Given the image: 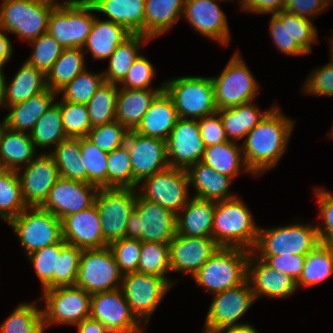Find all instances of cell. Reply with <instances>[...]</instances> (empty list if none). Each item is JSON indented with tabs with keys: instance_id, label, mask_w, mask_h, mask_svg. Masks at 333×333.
<instances>
[{
	"instance_id": "1f68e13d",
	"label": "cell",
	"mask_w": 333,
	"mask_h": 333,
	"mask_svg": "<svg viewBox=\"0 0 333 333\" xmlns=\"http://www.w3.org/2000/svg\"><path fill=\"white\" fill-rule=\"evenodd\" d=\"M56 96V92L47 88L24 102L9 106L10 111L5 117L6 127L13 131L30 133Z\"/></svg>"
},
{
	"instance_id": "83f0119b",
	"label": "cell",
	"mask_w": 333,
	"mask_h": 333,
	"mask_svg": "<svg viewBox=\"0 0 333 333\" xmlns=\"http://www.w3.org/2000/svg\"><path fill=\"white\" fill-rule=\"evenodd\" d=\"M216 202L191 197L176 215L177 233L188 237H212Z\"/></svg>"
},
{
	"instance_id": "4316f807",
	"label": "cell",
	"mask_w": 333,
	"mask_h": 333,
	"mask_svg": "<svg viewBox=\"0 0 333 333\" xmlns=\"http://www.w3.org/2000/svg\"><path fill=\"white\" fill-rule=\"evenodd\" d=\"M179 119L172 98L165 90L160 92L134 130L138 134L167 141Z\"/></svg>"
},
{
	"instance_id": "11e5206c",
	"label": "cell",
	"mask_w": 333,
	"mask_h": 333,
	"mask_svg": "<svg viewBox=\"0 0 333 333\" xmlns=\"http://www.w3.org/2000/svg\"><path fill=\"white\" fill-rule=\"evenodd\" d=\"M331 131H332V133H331V135H330V136H332V138H333V127H332V130H331Z\"/></svg>"
},
{
	"instance_id": "8c879c8a",
	"label": "cell",
	"mask_w": 333,
	"mask_h": 333,
	"mask_svg": "<svg viewBox=\"0 0 333 333\" xmlns=\"http://www.w3.org/2000/svg\"><path fill=\"white\" fill-rule=\"evenodd\" d=\"M6 127V122H5V118L3 119L2 122H0V138H1V134L3 132V130L5 129Z\"/></svg>"
},
{
	"instance_id": "a7ac6f4b",
	"label": "cell",
	"mask_w": 333,
	"mask_h": 333,
	"mask_svg": "<svg viewBox=\"0 0 333 333\" xmlns=\"http://www.w3.org/2000/svg\"><path fill=\"white\" fill-rule=\"evenodd\" d=\"M4 32V33H3ZM7 32L0 27V63L5 65L12 56V42L8 38Z\"/></svg>"
},
{
	"instance_id": "603a6c76",
	"label": "cell",
	"mask_w": 333,
	"mask_h": 333,
	"mask_svg": "<svg viewBox=\"0 0 333 333\" xmlns=\"http://www.w3.org/2000/svg\"><path fill=\"white\" fill-rule=\"evenodd\" d=\"M220 246L213 237H188L176 233L169 243L171 272H185L191 277Z\"/></svg>"
},
{
	"instance_id": "5b68a950",
	"label": "cell",
	"mask_w": 333,
	"mask_h": 333,
	"mask_svg": "<svg viewBox=\"0 0 333 333\" xmlns=\"http://www.w3.org/2000/svg\"><path fill=\"white\" fill-rule=\"evenodd\" d=\"M58 0H3L0 27L28 41L46 34L49 17Z\"/></svg>"
},
{
	"instance_id": "bcb514c9",
	"label": "cell",
	"mask_w": 333,
	"mask_h": 333,
	"mask_svg": "<svg viewBox=\"0 0 333 333\" xmlns=\"http://www.w3.org/2000/svg\"><path fill=\"white\" fill-rule=\"evenodd\" d=\"M118 87V84L104 81L86 104L92 127L116 120Z\"/></svg>"
},
{
	"instance_id": "f5cc1de1",
	"label": "cell",
	"mask_w": 333,
	"mask_h": 333,
	"mask_svg": "<svg viewBox=\"0 0 333 333\" xmlns=\"http://www.w3.org/2000/svg\"><path fill=\"white\" fill-rule=\"evenodd\" d=\"M60 105L62 125L67 137H86L92 128L85 104L68 101L57 102Z\"/></svg>"
},
{
	"instance_id": "4dcf8cb0",
	"label": "cell",
	"mask_w": 333,
	"mask_h": 333,
	"mask_svg": "<svg viewBox=\"0 0 333 333\" xmlns=\"http://www.w3.org/2000/svg\"><path fill=\"white\" fill-rule=\"evenodd\" d=\"M94 12L105 14L109 21L124 26L131 34L144 35L145 0H88Z\"/></svg>"
},
{
	"instance_id": "8992f818",
	"label": "cell",
	"mask_w": 333,
	"mask_h": 333,
	"mask_svg": "<svg viewBox=\"0 0 333 333\" xmlns=\"http://www.w3.org/2000/svg\"><path fill=\"white\" fill-rule=\"evenodd\" d=\"M176 233V214L143 198L137 192L134 211L127 221L125 238L169 244Z\"/></svg>"
},
{
	"instance_id": "be15d7a7",
	"label": "cell",
	"mask_w": 333,
	"mask_h": 333,
	"mask_svg": "<svg viewBox=\"0 0 333 333\" xmlns=\"http://www.w3.org/2000/svg\"><path fill=\"white\" fill-rule=\"evenodd\" d=\"M198 124L205 147L228 141L218 112L198 119Z\"/></svg>"
},
{
	"instance_id": "9a60e30c",
	"label": "cell",
	"mask_w": 333,
	"mask_h": 333,
	"mask_svg": "<svg viewBox=\"0 0 333 333\" xmlns=\"http://www.w3.org/2000/svg\"><path fill=\"white\" fill-rule=\"evenodd\" d=\"M270 36L277 49L284 54L304 56L311 53V44L317 42V29L310 19L281 10L271 13Z\"/></svg>"
},
{
	"instance_id": "34e18365",
	"label": "cell",
	"mask_w": 333,
	"mask_h": 333,
	"mask_svg": "<svg viewBox=\"0 0 333 333\" xmlns=\"http://www.w3.org/2000/svg\"><path fill=\"white\" fill-rule=\"evenodd\" d=\"M3 64L2 63H0V72L2 71V69H3Z\"/></svg>"
},
{
	"instance_id": "836d02e7",
	"label": "cell",
	"mask_w": 333,
	"mask_h": 333,
	"mask_svg": "<svg viewBox=\"0 0 333 333\" xmlns=\"http://www.w3.org/2000/svg\"><path fill=\"white\" fill-rule=\"evenodd\" d=\"M184 5L185 0H145L144 35L152 40L170 30Z\"/></svg>"
},
{
	"instance_id": "30bf717a",
	"label": "cell",
	"mask_w": 333,
	"mask_h": 333,
	"mask_svg": "<svg viewBox=\"0 0 333 333\" xmlns=\"http://www.w3.org/2000/svg\"><path fill=\"white\" fill-rule=\"evenodd\" d=\"M239 53H235L220 75L211 77L217 110L239 106L251 101L259 85Z\"/></svg>"
},
{
	"instance_id": "2e32d148",
	"label": "cell",
	"mask_w": 333,
	"mask_h": 333,
	"mask_svg": "<svg viewBox=\"0 0 333 333\" xmlns=\"http://www.w3.org/2000/svg\"><path fill=\"white\" fill-rule=\"evenodd\" d=\"M142 184V185H140ZM138 193L145 199L169 209L176 215L190 200L189 178L186 170L167 167L139 183Z\"/></svg>"
},
{
	"instance_id": "7402d4cb",
	"label": "cell",
	"mask_w": 333,
	"mask_h": 333,
	"mask_svg": "<svg viewBox=\"0 0 333 333\" xmlns=\"http://www.w3.org/2000/svg\"><path fill=\"white\" fill-rule=\"evenodd\" d=\"M166 142L170 167L187 170L203 158L205 145L196 119L179 118Z\"/></svg>"
},
{
	"instance_id": "6f0895ef",
	"label": "cell",
	"mask_w": 333,
	"mask_h": 333,
	"mask_svg": "<svg viewBox=\"0 0 333 333\" xmlns=\"http://www.w3.org/2000/svg\"><path fill=\"white\" fill-rule=\"evenodd\" d=\"M122 274L137 272L140 260L141 241L122 238L108 246Z\"/></svg>"
},
{
	"instance_id": "6125c7cd",
	"label": "cell",
	"mask_w": 333,
	"mask_h": 333,
	"mask_svg": "<svg viewBox=\"0 0 333 333\" xmlns=\"http://www.w3.org/2000/svg\"><path fill=\"white\" fill-rule=\"evenodd\" d=\"M262 259L271 268L282 272L285 275L290 276L296 282L299 280L306 255H256Z\"/></svg>"
},
{
	"instance_id": "816d5d0a",
	"label": "cell",
	"mask_w": 333,
	"mask_h": 333,
	"mask_svg": "<svg viewBox=\"0 0 333 333\" xmlns=\"http://www.w3.org/2000/svg\"><path fill=\"white\" fill-rule=\"evenodd\" d=\"M82 249L60 241V255L58 258L57 272L53 275V288L74 286L78 277Z\"/></svg>"
},
{
	"instance_id": "d590c367",
	"label": "cell",
	"mask_w": 333,
	"mask_h": 333,
	"mask_svg": "<svg viewBox=\"0 0 333 333\" xmlns=\"http://www.w3.org/2000/svg\"><path fill=\"white\" fill-rule=\"evenodd\" d=\"M253 101L217 110L219 113L228 141L237 142V140L246 137V134L253 130L256 125L261 122L265 116L275 107L266 111H261L254 106Z\"/></svg>"
},
{
	"instance_id": "9c48e42d",
	"label": "cell",
	"mask_w": 333,
	"mask_h": 333,
	"mask_svg": "<svg viewBox=\"0 0 333 333\" xmlns=\"http://www.w3.org/2000/svg\"><path fill=\"white\" fill-rule=\"evenodd\" d=\"M7 223L15 231L26 255L63 239L61 220L41 207H26Z\"/></svg>"
},
{
	"instance_id": "e7e4bbea",
	"label": "cell",
	"mask_w": 333,
	"mask_h": 333,
	"mask_svg": "<svg viewBox=\"0 0 333 333\" xmlns=\"http://www.w3.org/2000/svg\"><path fill=\"white\" fill-rule=\"evenodd\" d=\"M332 4L333 0H285L283 10L311 20Z\"/></svg>"
},
{
	"instance_id": "6da1fadb",
	"label": "cell",
	"mask_w": 333,
	"mask_h": 333,
	"mask_svg": "<svg viewBox=\"0 0 333 333\" xmlns=\"http://www.w3.org/2000/svg\"><path fill=\"white\" fill-rule=\"evenodd\" d=\"M295 122L284 116L275 105L265 118L246 134V140L240 146L253 176H261L276 166L286 151Z\"/></svg>"
},
{
	"instance_id": "ab89813d",
	"label": "cell",
	"mask_w": 333,
	"mask_h": 333,
	"mask_svg": "<svg viewBox=\"0 0 333 333\" xmlns=\"http://www.w3.org/2000/svg\"><path fill=\"white\" fill-rule=\"evenodd\" d=\"M82 48H64L60 57L46 74V86L58 92L86 69Z\"/></svg>"
},
{
	"instance_id": "74e56055",
	"label": "cell",
	"mask_w": 333,
	"mask_h": 333,
	"mask_svg": "<svg viewBox=\"0 0 333 333\" xmlns=\"http://www.w3.org/2000/svg\"><path fill=\"white\" fill-rule=\"evenodd\" d=\"M151 41L143 34H131L121 42L109 59V66L103 72L104 81L119 84L127 75L134 61L141 55L142 45Z\"/></svg>"
},
{
	"instance_id": "7c38bea8",
	"label": "cell",
	"mask_w": 333,
	"mask_h": 333,
	"mask_svg": "<svg viewBox=\"0 0 333 333\" xmlns=\"http://www.w3.org/2000/svg\"><path fill=\"white\" fill-rule=\"evenodd\" d=\"M45 308L42 309L44 327L53 324H79L90 318L91 295L81 287L62 286L43 290Z\"/></svg>"
},
{
	"instance_id": "8d00e7d4",
	"label": "cell",
	"mask_w": 333,
	"mask_h": 333,
	"mask_svg": "<svg viewBox=\"0 0 333 333\" xmlns=\"http://www.w3.org/2000/svg\"><path fill=\"white\" fill-rule=\"evenodd\" d=\"M207 166H210L216 172L234 179L241 171L250 172L246 165L242 147L233 141H226L205 147L204 155L201 160ZM243 166V167H242Z\"/></svg>"
},
{
	"instance_id": "03108f58",
	"label": "cell",
	"mask_w": 333,
	"mask_h": 333,
	"mask_svg": "<svg viewBox=\"0 0 333 333\" xmlns=\"http://www.w3.org/2000/svg\"><path fill=\"white\" fill-rule=\"evenodd\" d=\"M239 2L245 12L263 15L283 10L285 0H240Z\"/></svg>"
},
{
	"instance_id": "680465c9",
	"label": "cell",
	"mask_w": 333,
	"mask_h": 333,
	"mask_svg": "<svg viewBox=\"0 0 333 333\" xmlns=\"http://www.w3.org/2000/svg\"><path fill=\"white\" fill-rule=\"evenodd\" d=\"M155 67L147 59L146 56L140 55L133 63V66L119 83L120 88L127 89H151V80L156 77Z\"/></svg>"
},
{
	"instance_id": "484cf974",
	"label": "cell",
	"mask_w": 333,
	"mask_h": 333,
	"mask_svg": "<svg viewBox=\"0 0 333 333\" xmlns=\"http://www.w3.org/2000/svg\"><path fill=\"white\" fill-rule=\"evenodd\" d=\"M255 300L261 296L287 298L297 291L296 281L288 275L271 268L251 251L248 260V275Z\"/></svg>"
},
{
	"instance_id": "8fae6325",
	"label": "cell",
	"mask_w": 333,
	"mask_h": 333,
	"mask_svg": "<svg viewBox=\"0 0 333 333\" xmlns=\"http://www.w3.org/2000/svg\"><path fill=\"white\" fill-rule=\"evenodd\" d=\"M136 198L134 188H99L95 204L103 238L108 245L125 238L127 221L134 211Z\"/></svg>"
},
{
	"instance_id": "ba28073f",
	"label": "cell",
	"mask_w": 333,
	"mask_h": 333,
	"mask_svg": "<svg viewBox=\"0 0 333 333\" xmlns=\"http://www.w3.org/2000/svg\"><path fill=\"white\" fill-rule=\"evenodd\" d=\"M320 243L316 225L294 223L263 229L259 226L256 255H307Z\"/></svg>"
},
{
	"instance_id": "f6af8a7d",
	"label": "cell",
	"mask_w": 333,
	"mask_h": 333,
	"mask_svg": "<svg viewBox=\"0 0 333 333\" xmlns=\"http://www.w3.org/2000/svg\"><path fill=\"white\" fill-rule=\"evenodd\" d=\"M27 207L16 171L0 169V218L7 223Z\"/></svg>"
},
{
	"instance_id": "11a10c76",
	"label": "cell",
	"mask_w": 333,
	"mask_h": 333,
	"mask_svg": "<svg viewBox=\"0 0 333 333\" xmlns=\"http://www.w3.org/2000/svg\"><path fill=\"white\" fill-rule=\"evenodd\" d=\"M30 44L32 45L33 51L26 61L46 75L62 54L64 47L48 33L31 40Z\"/></svg>"
},
{
	"instance_id": "b9f144b4",
	"label": "cell",
	"mask_w": 333,
	"mask_h": 333,
	"mask_svg": "<svg viewBox=\"0 0 333 333\" xmlns=\"http://www.w3.org/2000/svg\"><path fill=\"white\" fill-rule=\"evenodd\" d=\"M30 136L35 148H48L50 145L56 147L62 140L68 138L62 125L60 105L57 102H53L35 123Z\"/></svg>"
},
{
	"instance_id": "2644e50d",
	"label": "cell",
	"mask_w": 333,
	"mask_h": 333,
	"mask_svg": "<svg viewBox=\"0 0 333 333\" xmlns=\"http://www.w3.org/2000/svg\"><path fill=\"white\" fill-rule=\"evenodd\" d=\"M6 76L0 72V107H6Z\"/></svg>"
},
{
	"instance_id": "4fadbf2b",
	"label": "cell",
	"mask_w": 333,
	"mask_h": 333,
	"mask_svg": "<svg viewBox=\"0 0 333 333\" xmlns=\"http://www.w3.org/2000/svg\"><path fill=\"white\" fill-rule=\"evenodd\" d=\"M122 273L109 247L83 250L76 286L90 295L121 288Z\"/></svg>"
},
{
	"instance_id": "9f6ffc18",
	"label": "cell",
	"mask_w": 333,
	"mask_h": 333,
	"mask_svg": "<svg viewBox=\"0 0 333 333\" xmlns=\"http://www.w3.org/2000/svg\"><path fill=\"white\" fill-rule=\"evenodd\" d=\"M129 130L117 120L92 127L86 138L106 153L126 144Z\"/></svg>"
},
{
	"instance_id": "db71d44e",
	"label": "cell",
	"mask_w": 333,
	"mask_h": 333,
	"mask_svg": "<svg viewBox=\"0 0 333 333\" xmlns=\"http://www.w3.org/2000/svg\"><path fill=\"white\" fill-rule=\"evenodd\" d=\"M59 255L60 241L27 255L31 264H33L35 273L42 284L43 290L53 288V275L54 272H57Z\"/></svg>"
},
{
	"instance_id": "3957f363",
	"label": "cell",
	"mask_w": 333,
	"mask_h": 333,
	"mask_svg": "<svg viewBox=\"0 0 333 333\" xmlns=\"http://www.w3.org/2000/svg\"><path fill=\"white\" fill-rule=\"evenodd\" d=\"M250 252L243 248L219 247L192 277L212 294L239 286L247 280Z\"/></svg>"
},
{
	"instance_id": "d4e9b609",
	"label": "cell",
	"mask_w": 333,
	"mask_h": 333,
	"mask_svg": "<svg viewBox=\"0 0 333 333\" xmlns=\"http://www.w3.org/2000/svg\"><path fill=\"white\" fill-rule=\"evenodd\" d=\"M63 240L82 250L102 249L109 245L102 234L96 204L80 212L68 215L62 220Z\"/></svg>"
},
{
	"instance_id": "cb8c5ba5",
	"label": "cell",
	"mask_w": 333,
	"mask_h": 333,
	"mask_svg": "<svg viewBox=\"0 0 333 333\" xmlns=\"http://www.w3.org/2000/svg\"><path fill=\"white\" fill-rule=\"evenodd\" d=\"M217 3L218 0H185L182 16L199 34L225 46L230 31L226 15Z\"/></svg>"
},
{
	"instance_id": "5bb4252c",
	"label": "cell",
	"mask_w": 333,
	"mask_h": 333,
	"mask_svg": "<svg viewBox=\"0 0 333 333\" xmlns=\"http://www.w3.org/2000/svg\"><path fill=\"white\" fill-rule=\"evenodd\" d=\"M171 287L165 278L154 274L130 272L122 275L121 289L125 299L131 312L145 326Z\"/></svg>"
},
{
	"instance_id": "e575fe53",
	"label": "cell",
	"mask_w": 333,
	"mask_h": 333,
	"mask_svg": "<svg viewBox=\"0 0 333 333\" xmlns=\"http://www.w3.org/2000/svg\"><path fill=\"white\" fill-rule=\"evenodd\" d=\"M131 33L122 25L95 17L92 30L83 50L89 51L94 60L108 59L117 46Z\"/></svg>"
},
{
	"instance_id": "7dc6e473",
	"label": "cell",
	"mask_w": 333,
	"mask_h": 333,
	"mask_svg": "<svg viewBox=\"0 0 333 333\" xmlns=\"http://www.w3.org/2000/svg\"><path fill=\"white\" fill-rule=\"evenodd\" d=\"M169 244L158 242H141L140 260L137 272L154 274L165 278L171 285L166 273L170 272Z\"/></svg>"
},
{
	"instance_id": "60d3db41",
	"label": "cell",
	"mask_w": 333,
	"mask_h": 333,
	"mask_svg": "<svg viewBox=\"0 0 333 333\" xmlns=\"http://www.w3.org/2000/svg\"><path fill=\"white\" fill-rule=\"evenodd\" d=\"M49 154L55 160L60 177L87 183V172L81 156V138L68 137Z\"/></svg>"
},
{
	"instance_id": "7a4b0ae2",
	"label": "cell",
	"mask_w": 333,
	"mask_h": 333,
	"mask_svg": "<svg viewBox=\"0 0 333 333\" xmlns=\"http://www.w3.org/2000/svg\"><path fill=\"white\" fill-rule=\"evenodd\" d=\"M258 233L259 226L239 197L216 202L212 237L220 247L253 251L258 241Z\"/></svg>"
},
{
	"instance_id": "89a4df30",
	"label": "cell",
	"mask_w": 333,
	"mask_h": 333,
	"mask_svg": "<svg viewBox=\"0 0 333 333\" xmlns=\"http://www.w3.org/2000/svg\"><path fill=\"white\" fill-rule=\"evenodd\" d=\"M211 333H258V331L250 324L244 323L215 330Z\"/></svg>"
},
{
	"instance_id": "c3c4849f",
	"label": "cell",
	"mask_w": 333,
	"mask_h": 333,
	"mask_svg": "<svg viewBox=\"0 0 333 333\" xmlns=\"http://www.w3.org/2000/svg\"><path fill=\"white\" fill-rule=\"evenodd\" d=\"M81 156L84 170L87 172V183L98 188H107L108 153L101 150L86 137H82Z\"/></svg>"
},
{
	"instance_id": "e0dca14e",
	"label": "cell",
	"mask_w": 333,
	"mask_h": 333,
	"mask_svg": "<svg viewBox=\"0 0 333 333\" xmlns=\"http://www.w3.org/2000/svg\"><path fill=\"white\" fill-rule=\"evenodd\" d=\"M214 298L205 319L204 332L211 333L237 322L255 302L249 280L239 286L213 294Z\"/></svg>"
},
{
	"instance_id": "f35d334b",
	"label": "cell",
	"mask_w": 333,
	"mask_h": 333,
	"mask_svg": "<svg viewBox=\"0 0 333 333\" xmlns=\"http://www.w3.org/2000/svg\"><path fill=\"white\" fill-rule=\"evenodd\" d=\"M6 84V107L28 100L47 89L46 75L27 61Z\"/></svg>"
},
{
	"instance_id": "d6986e66",
	"label": "cell",
	"mask_w": 333,
	"mask_h": 333,
	"mask_svg": "<svg viewBox=\"0 0 333 333\" xmlns=\"http://www.w3.org/2000/svg\"><path fill=\"white\" fill-rule=\"evenodd\" d=\"M129 150L134 189L142 180L169 167L165 140L129 131L126 144Z\"/></svg>"
},
{
	"instance_id": "753ad0ef",
	"label": "cell",
	"mask_w": 333,
	"mask_h": 333,
	"mask_svg": "<svg viewBox=\"0 0 333 333\" xmlns=\"http://www.w3.org/2000/svg\"><path fill=\"white\" fill-rule=\"evenodd\" d=\"M332 37H333V35H332ZM330 44H331V54H330V56L333 58V38L332 39H330Z\"/></svg>"
},
{
	"instance_id": "ffe728a7",
	"label": "cell",
	"mask_w": 333,
	"mask_h": 333,
	"mask_svg": "<svg viewBox=\"0 0 333 333\" xmlns=\"http://www.w3.org/2000/svg\"><path fill=\"white\" fill-rule=\"evenodd\" d=\"M98 190L92 184L60 177L40 207L62 220L94 205Z\"/></svg>"
},
{
	"instance_id": "91938a15",
	"label": "cell",
	"mask_w": 333,
	"mask_h": 333,
	"mask_svg": "<svg viewBox=\"0 0 333 333\" xmlns=\"http://www.w3.org/2000/svg\"><path fill=\"white\" fill-rule=\"evenodd\" d=\"M315 195L318 198L319 216L323 218V225L316 226L320 243L333 247V194L315 187Z\"/></svg>"
},
{
	"instance_id": "ee69618b",
	"label": "cell",
	"mask_w": 333,
	"mask_h": 333,
	"mask_svg": "<svg viewBox=\"0 0 333 333\" xmlns=\"http://www.w3.org/2000/svg\"><path fill=\"white\" fill-rule=\"evenodd\" d=\"M36 303H20L0 325V333H44L42 309Z\"/></svg>"
},
{
	"instance_id": "94428289",
	"label": "cell",
	"mask_w": 333,
	"mask_h": 333,
	"mask_svg": "<svg viewBox=\"0 0 333 333\" xmlns=\"http://www.w3.org/2000/svg\"><path fill=\"white\" fill-rule=\"evenodd\" d=\"M303 91L316 96H333V58L328 64L314 69L305 84Z\"/></svg>"
},
{
	"instance_id": "52a82bcc",
	"label": "cell",
	"mask_w": 333,
	"mask_h": 333,
	"mask_svg": "<svg viewBox=\"0 0 333 333\" xmlns=\"http://www.w3.org/2000/svg\"><path fill=\"white\" fill-rule=\"evenodd\" d=\"M163 84L179 118L198 120L217 112L211 77L183 76Z\"/></svg>"
},
{
	"instance_id": "ac0fdd59",
	"label": "cell",
	"mask_w": 333,
	"mask_h": 333,
	"mask_svg": "<svg viewBox=\"0 0 333 333\" xmlns=\"http://www.w3.org/2000/svg\"><path fill=\"white\" fill-rule=\"evenodd\" d=\"M90 318L100 321L111 333H140L145 327L131 312L121 288L92 294Z\"/></svg>"
},
{
	"instance_id": "277c9868",
	"label": "cell",
	"mask_w": 333,
	"mask_h": 333,
	"mask_svg": "<svg viewBox=\"0 0 333 333\" xmlns=\"http://www.w3.org/2000/svg\"><path fill=\"white\" fill-rule=\"evenodd\" d=\"M93 11L88 0H63L50 14L47 33L64 48H83L94 24Z\"/></svg>"
},
{
	"instance_id": "f907efd6",
	"label": "cell",
	"mask_w": 333,
	"mask_h": 333,
	"mask_svg": "<svg viewBox=\"0 0 333 333\" xmlns=\"http://www.w3.org/2000/svg\"><path fill=\"white\" fill-rule=\"evenodd\" d=\"M104 83L103 73H92L85 69L58 93H62L61 100L87 104L96 90Z\"/></svg>"
},
{
	"instance_id": "681fc988",
	"label": "cell",
	"mask_w": 333,
	"mask_h": 333,
	"mask_svg": "<svg viewBox=\"0 0 333 333\" xmlns=\"http://www.w3.org/2000/svg\"><path fill=\"white\" fill-rule=\"evenodd\" d=\"M107 188H134V176L126 145L108 153Z\"/></svg>"
},
{
	"instance_id": "d6a6232c",
	"label": "cell",
	"mask_w": 333,
	"mask_h": 333,
	"mask_svg": "<svg viewBox=\"0 0 333 333\" xmlns=\"http://www.w3.org/2000/svg\"><path fill=\"white\" fill-rule=\"evenodd\" d=\"M36 148L30 133L13 131L5 127L0 138V169L17 171L35 157Z\"/></svg>"
},
{
	"instance_id": "7bdbcfd3",
	"label": "cell",
	"mask_w": 333,
	"mask_h": 333,
	"mask_svg": "<svg viewBox=\"0 0 333 333\" xmlns=\"http://www.w3.org/2000/svg\"><path fill=\"white\" fill-rule=\"evenodd\" d=\"M333 273V247L319 244L306 255L302 274L296 282L299 286H312L324 281Z\"/></svg>"
},
{
	"instance_id": "003e7915",
	"label": "cell",
	"mask_w": 333,
	"mask_h": 333,
	"mask_svg": "<svg viewBox=\"0 0 333 333\" xmlns=\"http://www.w3.org/2000/svg\"><path fill=\"white\" fill-rule=\"evenodd\" d=\"M76 326L78 333H111L100 321L91 318L82 320Z\"/></svg>"
},
{
	"instance_id": "f1b7e54d",
	"label": "cell",
	"mask_w": 333,
	"mask_h": 333,
	"mask_svg": "<svg viewBox=\"0 0 333 333\" xmlns=\"http://www.w3.org/2000/svg\"><path fill=\"white\" fill-rule=\"evenodd\" d=\"M186 172L189 185L196 191L194 197L215 202L237 197L229 191L233 179L216 172L201 161L189 167Z\"/></svg>"
},
{
	"instance_id": "44dd1931",
	"label": "cell",
	"mask_w": 333,
	"mask_h": 333,
	"mask_svg": "<svg viewBox=\"0 0 333 333\" xmlns=\"http://www.w3.org/2000/svg\"><path fill=\"white\" fill-rule=\"evenodd\" d=\"M16 172L27 207H40L60 178L54 158L46 152L37 155L24 169Z\"/></svg>"
},
{
	"instance_id": "f546056e",
	"label": "cell",
	"mask_w": 333,
	"mask_h": 333,
	"mask_svg": "<svg viewBox=\"0 0 333 333\" xmlns=\"http://www.w3.org/2000/svg\"><path fill=\"white\" fill-rule=\"evenodd\" d=\"M164 90V84L156 89L120 88L116 102V120L129 131L135 130L141 123L156 96Z\"/></svg>"
}]
</instances>
